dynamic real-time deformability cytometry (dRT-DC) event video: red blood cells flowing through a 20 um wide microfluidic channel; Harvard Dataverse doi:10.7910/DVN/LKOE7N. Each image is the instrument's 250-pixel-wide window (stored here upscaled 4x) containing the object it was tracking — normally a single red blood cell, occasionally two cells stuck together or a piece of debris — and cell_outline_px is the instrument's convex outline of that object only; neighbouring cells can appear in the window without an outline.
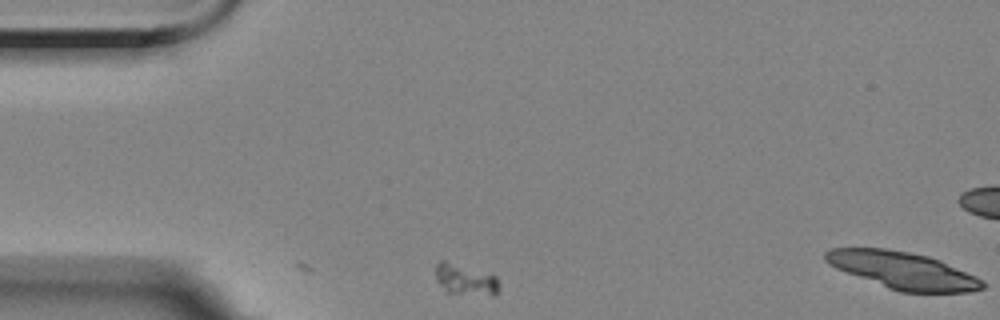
{"species": "Egyptian fruit bat (a non-hibernating species)", "species_latin": "Rousettus aegyptiacus", "temperature_condition": "room temperature", "stored_images_in_passage": 2, "segment_of_instrument_passage": [1, 2], "camera_frame_rate_fps": 3000, "um_per_image_px": 0.085, "animal": {"sex": "female"}, "frame": {"image": 1, "passage_image": 1, "time_ms": 0.0, "image_size_px": [1000, 320], "cell_outline_px": [[500, 288], [496, 296], [492, 296], [444, 292], [436, 280], [436, 264], [440, 260], [444, 260], [496, 276], [500, 284]], "centroid_in_image_um": [39.57, 23.8], "position_along_channel_um": 45.4, "area_um2": 11.62}}